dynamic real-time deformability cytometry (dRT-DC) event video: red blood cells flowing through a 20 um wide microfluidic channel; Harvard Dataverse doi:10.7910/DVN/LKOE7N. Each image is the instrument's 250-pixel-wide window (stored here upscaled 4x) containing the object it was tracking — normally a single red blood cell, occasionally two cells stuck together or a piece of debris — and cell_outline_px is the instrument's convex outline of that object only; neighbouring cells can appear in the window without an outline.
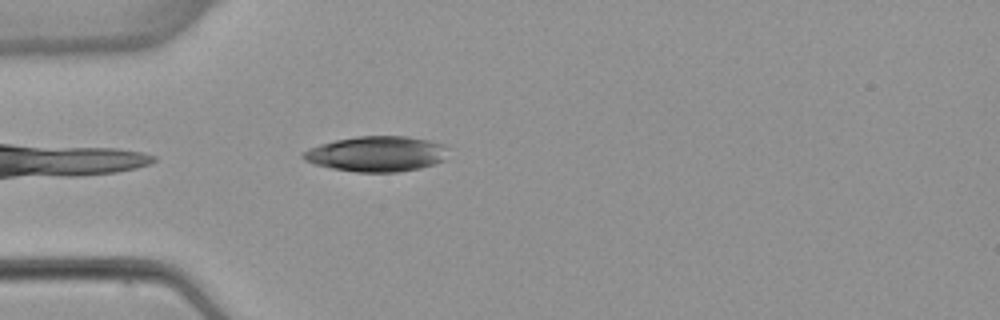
{"species": "common noctule bat (a hibernating species)", "species_latin": "Nyctalus noctula", "temperature_condition": "warm", "stored_images_in_passage": 3, "camera_frame_rate_fps": 3000, "um_per_image_px": 0.085, "animal": {"sex": "female", "body_mass_g": 22.7, "forearm_length_mm": 54.2}, "frame": {"image": 1, "passage_image": 3, "time_ms": 4.0, "image_size_px": [1000, 320], "cell_outline_px": [[448, 148], [444, 160], [420, 168], [396, 172], [356, 172], [332, 168], [316, 164], [304, 160], [300, 156], [308, 148], [320, 144], [336, 140], [356, 136], [404, 136], [428, 140], [444, 144]], "centroid_in_image_um": [32.01, 13.07], "position_along_channel_um": 53.0, "area_um2": 29.82}}